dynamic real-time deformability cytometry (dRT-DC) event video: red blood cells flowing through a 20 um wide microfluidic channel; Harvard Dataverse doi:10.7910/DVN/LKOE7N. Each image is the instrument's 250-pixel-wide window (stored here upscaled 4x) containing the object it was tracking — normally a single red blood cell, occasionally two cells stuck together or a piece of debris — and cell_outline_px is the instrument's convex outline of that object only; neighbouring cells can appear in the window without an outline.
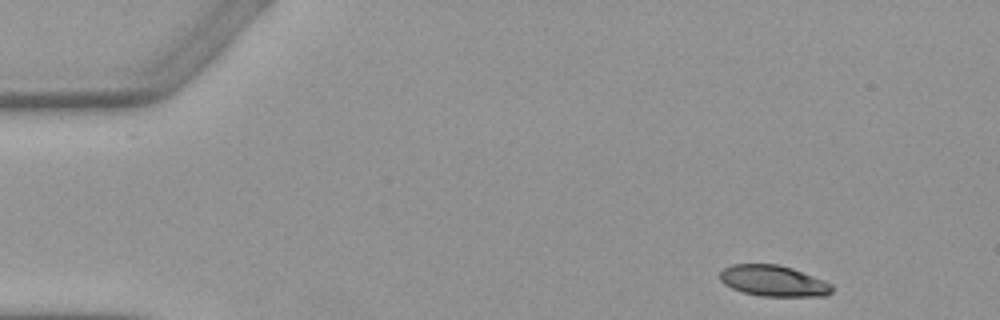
{"species": "Egyptian fruit bat (a non-hibernating species)", "species_latin": "Rousettus aegyptiacus", "temperature_condition": "warm", "stored_images_in_passage": 5, "camera_frame_rate_fps": 3000, "um_per_image_px": 0.085, "animal": {"sex": "female"}, "frame": {"image": 1, "passage_image": 1, "time_ms": 0.0, "image_size_px": [1000, 320], "cell_outline_px": [[832, 292], [828, 296], [760, 296], [744, 292], [732, 288], [724, 284], [720, 280], [720, 272], [724, 268], [732, 264], [780, 264], [792, 268], [824, 280], [832, 284]], "centroid_in_image_um": [65.75, 23.87], "position_along_channel_um": 19.2, "area_um2": 20.29}}
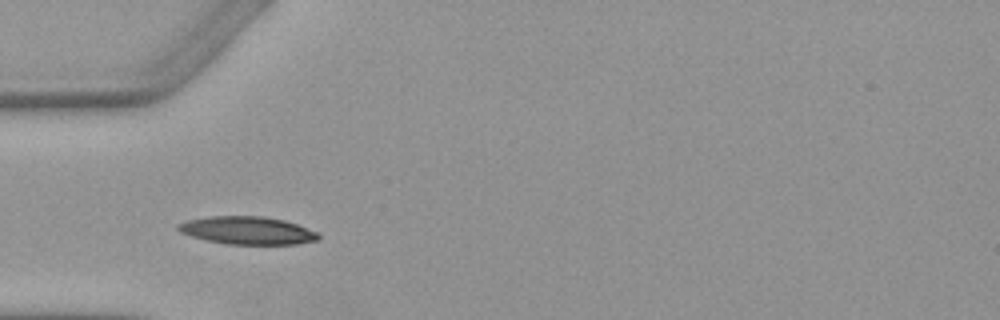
{"frame": {"image": 2, "passage_image": 4, "time_ms": 3.667, "image_size_px": [1000, 320], "cell_outline_px": [[320, 240], [296, 244], [228, 244], [208, 240], [192, 236], [180, 232], [176, 228], [176, 224], [188, 220], [208, 216], [264, 216], [284, 220], [296, 224], [316, 232], [320, 236]], "centroid_in_image_um": [21.02, 19.58], "position_along_channel_um": 64.0, "area_um2": 22.66}}
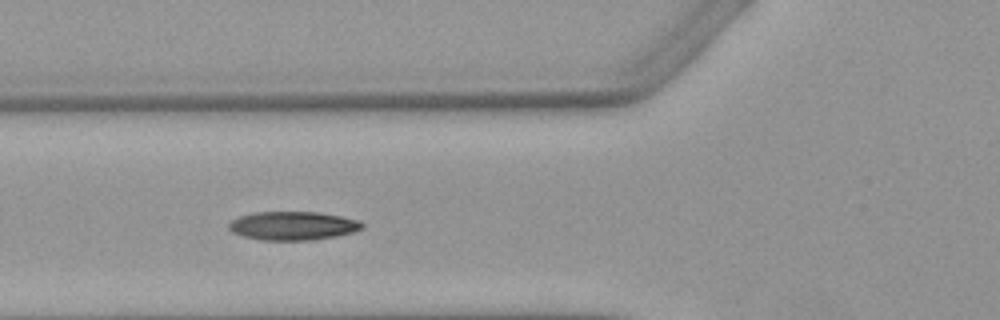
{"frame": {"image": 3, "passage_image": 5, "time_ms": 4.667, "image_size_px": [1000, 320], "cell_outline_px": [[364, 228], [352, 232], [336, 236], [312, 240], [260, 240], [244, 236], [232, 232], [228, 228], [228, 224], [232, 220], [240, 216], [252, 212], [320, 212], [360, 220], [364, 224]], "centroid_in_image_um": [24.9, 19.18], "position_along_channel_um": 100.9, "area_um2": 22.31}}